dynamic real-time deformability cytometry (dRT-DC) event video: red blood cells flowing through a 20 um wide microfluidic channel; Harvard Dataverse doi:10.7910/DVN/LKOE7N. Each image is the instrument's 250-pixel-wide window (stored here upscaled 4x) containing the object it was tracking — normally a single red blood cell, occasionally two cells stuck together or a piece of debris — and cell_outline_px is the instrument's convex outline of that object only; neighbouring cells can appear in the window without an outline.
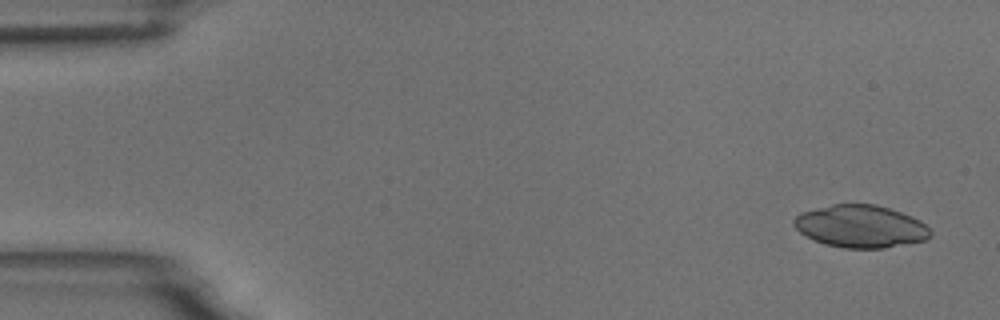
{"species": "common noctule bat (a hibernating species)", "species_latin": "Nyctalus noctula", "temperature_condition": "room temperature", "stored_images_in_passage": 5, "camera_frame_rate_fps": 3000, "um_per_image_px": 0.085, "animal": {"sex": "male", "body_mass_g": 18.8}, "frame": {"image": 1, "passage_image": 1, "time_ms": 0.0, "image_size_px": [1000, 320], "cell_outline_px": [[932, 236], [928, 240], [884, 248], [844, 248], [824, 244], [800, 232], [792, 224], [792, 220], [800, 212], [832, 204], [876, 204], [912, 216], [920, 220], [932, 232]], "centroid_in_image_um": [73.17, 19.24], "position_along_channel_um": 11.8, "area_um2": 33.87}}